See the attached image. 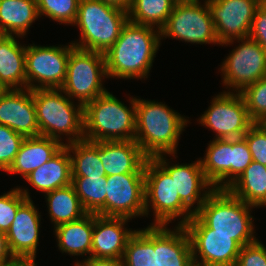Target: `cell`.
Segmentation results:
<instances>
[{"instance_id":"obj_1","label":"cell","mask_w":266,"mask_h":266,"mask_svg":"<svg viewBox=\"0 0 266 266\" xmlns=\"http://www.w3.org/2000/svg\"><path fill=\"white\" fill-rule=\"evenodd\" d=\"M160 44L158 28L127 21L104 54L108 78L147 79Z\"/></svg>"},{"instance_id":"obj_2","label":"cell","mask_w":266,"mask_h":266,"mask_svg":"<svg viewBox=\"0 0 266 266\" xmlns=\"http://www.w3.org/2000/svg\"><path fill=\"white\" fill-rule=\"evenodd\" d=\"M135 141L147 158L177 154L179 136L190 122L163 102L136 98Z\"/></svg>"},{"instance_id":"obj_3","label":"cell","mask_w":266,"mask_h":266,"mask_svg":"<svg viewBox=\"0 0 266 266\" xmlns=\"http://www.w3.org/2000/svg\"><path fill=\"white\" fill-rule=\"evenodd\" d=\"M126 106L109 91L83 107L84 139L100 142L134 140L136 133V102L129 97Z\"/></svg>"},{"instance_id":"obj_4","label":"cell","mask_w":266,"mask_h":266,"mask_svg":"<svg viewBox=\"0 0 266 266\" xmlns=\"http://www.w3.org/2000/svg\"><path fill=\"white\" fill-rule=\"evenodd\" d=\"M33 101L39 135L64 145L84 139L83 106L76 104L61 89H34ZM62 135L68 139H65L66 143L62 142Z\"/></svg>"},{"instance_id":"obj_5","label":"cell","mask_w":266,"mask_h":266,"mask_svg":"<svg viewBox=\"0 0 266 266\" xmlns=\"http://www.w3.org/2000/svg\"><path fill=\"white\" fill-rule=\"evenodd\" d=\"M248 205L227 189H214L195 213L211 233L231 235L242 247L257 241L253 225L254 216Z\"/></svg>"},{"instance_id":"obj_6","label":"cell","mask_w":266,"mask_h":266,"mask_svg":"<svg viewBox=\"0 0 266 266\" xmlns=\"http://www.w3.org/2000/svg\"><path fill=\"white\" fill-rule=\"evenodd\" d=\"M128 11L100 0H80L73 25L80 30L75 47L105 54L120 36Z\"/></svg>"},{"instance_id":"obj_7","label":"cell","mask_w":266,"mask_h":266,"mask_svg":"<svg viewBox=\"0 0 266 266\" xmlns=\"http://www.w3.org/2000/svg\"><path fill=\"white\" fill-rule=\"evenodd\" d=\"M152 209H151V208ZM153 211L154 222L150 225L167 226L178 217L177 225L184 226L194 213L180 200L175 181L154 159L145 161V216Z\"/></svg>"},{"instance_id":"obj_8","label":"cell","mask_w":266,"mask_h":266,"mask_svg":"<svg viewBox=\"0 0 266 266\" xmlns=\"http://www.w3.org/2000/svg\"><path fill=\"white\" fill-rule=\"evenodd\" d=\"M104 77L108 78L105 55L77 48L71 43L66 77L61 90L84 107L108 91L102 84Z\"/></svg>"},{"instance_id":"obj_9","label":"cell","mask_w":266,"mask_h":266,"mask_svg":"<svg viewBox=\"0 0 266 266\" xmlns=\"http://www.w3.org/2000/svg\"><path fill=\"white\" fill-rule=\"evenodd\" d=\"M161 39L175 38L185 43L220 45L207 1L175 4L167 22L160 29Z\"/></svg>"},{"instance_id":"obj_10","label":"cell","mask_w":266,"mask_h":266,"mask_svg":"<svg viewBox=\"0 0 266 266\" xmlns=\"http://www.w3.org/2000/svg\"><path fill=\"white\" fill-rule=\"evenodd\" d=\"M70 52L71 43L65 46H37L34 43L26 46V88L61 89Z\"/></svg>"},{"instance_id":"obj_11","label":"cell","mask_w":266,"mask_h":266,"mask_svg":"<svg viewBox=\"0 0 266 266\" xmlns=\"http://www.w3.org/2000/svg\"><path fill=\"white\" fill-rule=\"evenodd\" d=\"M191 241L194 266H235L241 245L231 235L214 234L196 215L184 225Z\"/></svg>"},{"instance_id":"obj_12","label":"cell","mask_w":266,"mask_h":266,"mask_svg":"<svg viewBox=\"0 0 266 266\" xmlns=\"http://www.w3.org/2000/svg\"><path fill=\"white\" fill-rule=\"evenodd\" d=\"M237 42L239 45L228 54L220 67L222 84L229 88L224 92L241 93L266 75V52L263 48L250 38L238 39Z\"/></svg>"},{"instance_id":"obj_13","label":"cell","mask_w":266,"mask_h":266,"mask_svg":"<svg viewBox=\"0 0 266 266\" xmlns=\"http://www.w3.org/2000/svg\"><path fill=\"white\" fill-rule=\"evenodd\" d=\"M210 103L198 120L199 124L216 133L214 139L242 138L254 124L241 93L223 91L214 96Z\"/></svg>"},{"instance_id":"obj_14","label":"cell","mask_w":266,"mask_h":266,"mask_svg":"<svg viewBox=\"0 0 266 266\" xmlns=\"http://www.w3.org/2000/svg\"><path fill=\"white\" fill-rule=\"evenodd\" d=\"M220 45L248 38L257 8L264 0H206Z\"/></svg>"},{"instance_id":"obj_15","label":"cell","mask_w":266,"mask_h":266,"mask_svg":"<svg viewBox=\"0 0 266 266\" xmlns=\"http://www.w3.org/2000/svg\"><path fill=\"white\" fill-rule=\"evenodd\" d=\"M106 183L105 216H145V173L110 175Z\"/></svg>"},{"instance_id":"obj_16","label":"cell","mask_w":266,"mask_h":266,"mask_svg":"<svg viewBox=\"0 0 266 266\" xmlns=\"http://www.w3.org/2000/svg\"><path fill=\"white\" fill-rule=\"evenodd\" d=\"M154 159L175 181L180 200L195 214L215 189L207 180L200 159L190 164L178 163L175 165L166 159V155H158Z\"/></svg>"},{"instance_id":"obj_17","label":"cell","mask_w":266,"mask_h":266,"mask_svg":"<svg viewBox=\"0 0 266 266\" xmlns=\"http://www.w3.org/2000/svg\"><path fill=\"white\" fill-rule=\"evenodd\" d=\"M0 124L25 138L39 136L33 90L9 89L0 95Z\"/></svg>"},{"instance_id":"obj_18","label":"cell","mask_w":266,"mask_h":266,"mask_svg":"<svg viewBox=\"0 0 266 266\" xmlns=\"http://www.w3.org/2000/svg\"><path fill=\"white\" fill-rule=\"evenodd\" d=\"M38 212L32 199H27L18 208L15 219L6 233L15 258L36 260L41 225V213Z\"/></svg>"},{"instance_id":"obj_19","label":"cell","mask_w":266,"mask_h":266,"mask_svg":"<svg viewBox=\"0 0 266 266\" xmlns=\"http://www.w3.org/2000/svg\"><path fill=\"white\" fill-rule=\"evenodd\" d=\"M128 220L95 214L91 257L122 260L127 241L135 232L125 227Z\"/></svg>"},{"instance_id":"obj_20","label":"cell","mask_w":266,"mask_h":266,"mask_svg":"<svg viewBox=\"0 0 266 266\" xmlns=\"http://www.w3.org/2000/svg\"><path fill=\"white\" fill-rule=\"evenodd\" d=\"M98 156L106 176L145 173L147 157L135 140L100 141Z\"/></svg>"},{"instance_id":"obj_21","label":"cell","mask_w":266,"mask_h":266,"mask_svg":"<svg viewBox=\"0 0 266 266\" xmlns=\"http://www.w3.org/2000/svg\"><path fill=\"white\" fill-rule=\"evenodd\" d=\"M172 229L154 225L157 266H194L191 241L186 228L176 225Z\"/></svg>"},{"instance_id":"obj_22","label":"cell","mask_w":266,"mask_h":266,"mask_svg":"<svg viewBox=\"0 0 266 266\" xmlns=\"http://www.w3.org/2000/svg\"><path fill=\"white\" fill-rule=\"evenodd\" d=\"M65 145L46 136L26 137L6 172L26 178L33 170L53 158Z\"/></svg>"},{"instance_id":"obj_23","label":"cell","mask_w":266,"mask_h":266,"mask_svg":"<svg viewBox=\"0 0 266 266\" xmlns=\"http://www.w3.org/2000/svg\"><path fill=\"white\" fill-rule=\"evenodd\" d=\"M16 37L0 34V83L6 90L26 89V45Z\"/></svg>"},{"instance_id":"obj_24","label":"cell","mask_w":266,"mask_h":266,"mask_svg":"<svg viewBox=\"0 0 266 266\" xmlns=\"http://www.w3.org/2000/svg\"><path fill=\"white\" fill-rule=\"evenodd\" d=\"M94 224L95 214L87 213L81 219L56 226L54 234L60 252L82 257L89 254L91 257Z\"/></svg>"},{"instance_id":"obj_25","label":"cell","mask_w":266,"mask_h":266,"mask_svg":"<svg viewBox=\"0 0 266 266\" xmlns=\"http://www.w3.org/2000/svg\"><path fill=\"white\" fill-rule=\"evenodd\" d=\"M37 190L48 193L72 184L71 157L64 146L53 158L33 170L26 178Z\"/></svg>"},{"instance_id":"obj_26","label":"cell","mask_w":266,"mask_h":266,"mask_svg":"<svg viewBox=\"0 0 266 266\" xmlns=\"http://www.w3.org/2000/svg\"><path fill=\"white\" fill-rule=\"evenodd\" d=\"M39 17L36 0H0V34L24 37Z\"/></svg>"},{"instance_id":"obj_27","label":"cell","mask_w":266,"mask_h":266,"mask_svg":"<svg viewBox=\"0 0 266 266\" xmlns=\"http://www.w3.org/2000/svg\"><path fill=\"white\" fill-rule=\"evenodd\" d=\"M227 190L248 205L266 207V166L253 160Z\"/></svg>"},{"instance_id":"obj_28","label":"cell","mask_w":266,"mask_h":266,"mask_svg":"<svg viewBox=\"0 0 266 266\" xmlns=\"http://www.w3.org/2000/svg\"><path fill=\"white\" fill-rule=\"evenodd\" d=\"M200 162L207 180L215 189H227L230 186V139L210 140Z\"/></svg>"},{"instance_id":"obj_29","label":"cell","mask_w":266,"mask_h":266,"mask_svg":"<svg viewBox=\"0 0 266 266\" xmlns=\"http://www.w3.org/2000/svg\"><path fill=\"white\" fill-rule=\"evenodd\" d=\"M45 199L54 228L81 219L87 214L72 184L46 193Z\"/></svg>"},{"instance_id":"obj_30","label":"cell","mask_w":266,"mask_h":266,"mask_svg":"<svg viewBox=\"0 0 266 266\" xmlns=\"http://www.w3.org/2000/svg\"><path fill=\"white\" fill-rule=\"evenodd\" d=\"M65 146L71 157L72 177L106 176L98 156V142L82 139Z\"/></svg>"},{"instance_id":"obj_31","label":"cell","mask_w":266,"mask_h":266,"mask_svg":"<svg viewBox=\"0 0 266 266\" xmlns=\"http://www.w3.org/2000/svg\"><path fill=\"white\" fill-rule=\"evenodd\" d=\"M122 261L123 266H157L154 225L135 230L127 241Z\"/></svg>"},{"instance_id":"obj_32","label":"cell","mask_w":266,"mask_h":266,"mask_svg":"<svg viewBox=\"0 0 266 266\" xmlns=\"http://www.w3.org/2000/svg\"><path fill=\"white\" fill-rule=\"evenodd\" d=\"M174 5L172 0H132L128 9V21L160 30L167 22Z\"/></svg>"},{"instance_id":"obj_33","label":"cell","mask_w":266,"mask_h":266,"mask_svg":"<svg viewBox=\"0 0 266 266\" xmlns=\"http://www.w3.org/2000/svg\"><path fill=\"white\" fill-rule=\"evenodd\" d=\"M107 176L72 177V185L87 213L105 216Z\"/></svg>"},{"instance_id":"obj_34","label":"cell","mask_w":266,"mask_h":266,"mask_svg":"<svg viewBox=\"0 0 266 266\" xmlns=\"http://www.w3.org/2000/svg\"><path fill=\"white\" fill-rule=\"evenodd\" d=\"M80 0H36L39 17L46 16L59 24L75 22Z\"/></svg>"},{"instance_id":"obj_35","label":"cell","mask_w":266,"mask_h":266,"mask_svg":"<svg viewBox=\"0 0 266 266\" xmlns=\"http://www.w3.org/2000/svg\"><path fill=\"white\" fill-rule=\"evenodd\" d=\"M250 119L254 123L266 122V75L247 86L242 92Z\"/></svg>"},{"instance_id":"obj_36","label":"cell","mask_w":266,"mask_h":266,"mask_svg":"<svg viewBox=\"0 0 266 266\" xmlns=\"http://www.w3.org/2000/svg\"><path fill=\"white\" fill-rule=\"evenodd\" d=\"M28 188H13L7 193L0 195V231L7 233L11 223L15 219L18 208L27 200L31 199Z\"/></svg>"},{"instance_id":"obj_37","label":"cell","mask_w":266,"mask_h":266,"mask_svg":"<svg viewBox=\"0 0 266 266\" xmlns=\"http://www.w3.org/2000/svg\"><path fill=\"white\" fill-rule=\"evenodd\" d=\"M25 137L0 124V170L7 171Z\"/></svg>"},{"instance_id":"obj_38","label":"cell","mask_w":266,"mask_h":266,"mask_svg":"<svg viewBox=\"0 0 266 266\" xmlns=\"http://www.w3.org/2000/svg\"><path fill=\"white\" fill-rule=\"evenodd\" d=\"M253 161L246 140L230 139V185L238 179Z\"/></svg>"},{"instance_id":"obj_39","label":"cell","mask_w":266,"mask_h":266,"mask_svg":"<svg viewBox=\"0 0 266 266\" xmlns=\"http://www.w3.org/2000/svg\"><path fill=\"white\" fill-rule=\"evenodd\" d=\"M243 138L248 144L252 159L266 166V124L254 123Z\"/></svg>"},{"instance_id":"obj_40","label":"cell","mask_w":266,"mask_h":266,"mask_svg":"<svg viewBox=\"0 0 266 266\" xmlns=\"http://www.w3.org/2000/svg\"><path fill=\"white\" fill-rule=\"evenodd\" d=\"M255 241L241 247L235 266H266V247Z\"/></svg>"},{"instance_id":"obj_41","label":"cell","mask_w":266,"mask_h":266,"mask_svg":"<svg viewBox=\"0 0 266 266\" xmlns=\"http://www.w3.org/2000/svg\"><path fill=\"white\" fill-rule=\"evenodd\" d=\"M248 38L256 41L266 52V0L256 10Z\"/></svg>"},{"instance_id":"obj_42","label":"cell","mask_w":266,"mask_h":266,"mask_svg":"<svg viewBox=\"0 0 266 266\" xmlns=\"http://www.w3.org/2000/svg\"><path fill=\"white\" fill-rule=\"evenodd\" d=\"M77 263H80L82 266H123L121 259L97 258L90 257L89 255L82 261L77 260Z\"/></svg>"},{"instance_id":"obj_43","label":"cell","mask_w":266,"mask_h":266,"mask_svg":"<svg viewBox=\"0 0 266 266\" xmlns=\"http://www.w3.org/2000/svg\"><path fill=\"white\" fill-rule=\"evenodd\" d=\"M14 259L16 258L10 250L6 233L0 231V266L11 263Z\"/></svg>"},{"instance_id":"obj_44","label":"cell","mask_w":266,"mask_h":266,"mask_svg":"<svg viewBox=\"0 0 266 266\" xmlns=\"http://www.w3.org/2000/svg\"><path fill=\"white\" fill-rule=\"evenodd\" d=\"M103 1L104 3L122 8L126 11L130 8L132 0H100Z\"/></svg>"},{"instance_id":"obj_45","label":"cell","mask_w":266,"mask_h":266,"mask_svg":"<svg viewBox=\"0 0 266 266\" xmlns=\"http://www.w3.org/2000/svg\"><path fill=\"white\" fill-rule=\"evenodd\" d=\"M4 266H37L35 259H20L16 258L11 263Z\"/></svg>"},{"instance_id":"obj_46","label":"cell","mask_w":266,"mask_h":266,"mask_svg":"<svg viewBox=\"0 0 266 266\" xmlns=\"http://www.w3.org/2000/svg\"><path fill=\"white\" fill-rule=\"evenodd\" d=\"M172 1L174 2V4H182V3H191L196 0H172Z\"/></svg>"},{"instance_id":"obj_47","label":"cell","mask_w":266,"mask_h":266,"mask_svg":"<svg viewBox=\"0 0 266 266\" xmlns=\"http://www.w3.org/2000/svg\"><path fill=\"white\" fill-rule=\"evenodd\" d=\"M6 89L4 86L0 83V95L5 91Z\"/></svg>"},{"instance_id":"obj_48","label":"cell","mask_w":266,"mask_h":266,"mask_svg":"<svg viewBox=\"0 0 266 266\" xmlns=\"http://www.w3.org/2000/svg\"><path fill=\"white\" fill-rule=\"evenodd\" d=\"M74 266H82L80 263L75 262Z\"/></svg>"}]
</instances>
